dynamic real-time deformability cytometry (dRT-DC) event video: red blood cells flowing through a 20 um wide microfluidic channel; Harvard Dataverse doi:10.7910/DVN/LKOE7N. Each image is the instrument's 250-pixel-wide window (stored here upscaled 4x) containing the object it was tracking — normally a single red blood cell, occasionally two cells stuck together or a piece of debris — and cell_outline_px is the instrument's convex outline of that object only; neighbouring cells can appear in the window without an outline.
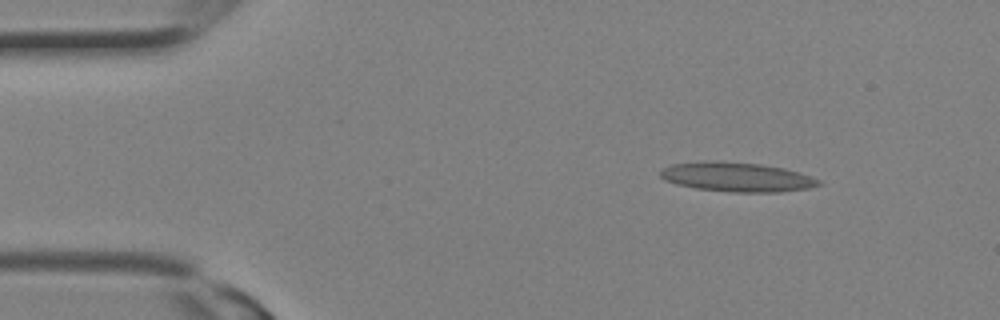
{"species": "Egyptian fruit bat (a non-hibernating species)", "species_latin": "Rousettus aegyptiacus", "temperature_condition": "room temperature", "stored_images_in_passage": 9, "camera_frame_rate_fps": 3000, "um_per_image_px": 0.085, "animal": {"sex": "female"}, "frame": {"image": 1, "passage_image": 1, "time_ms": 0.0, "image_size_px": [1000, 320], "cell_outline_px": [[820, 184], [808, 188], [780, 192], [732, 192], [696, 188], [676, 184], [664, 180], [660, 176], [660, 172], [664, 168], [672, 164], [700, 160], [716, 160], [760, 164], [784, 168], [800, 172], [820, 180]], "centroid_in_image_um": [62.6, 15.03], "position_along_channel_um": 22.4, "area_um2": 27.22}}
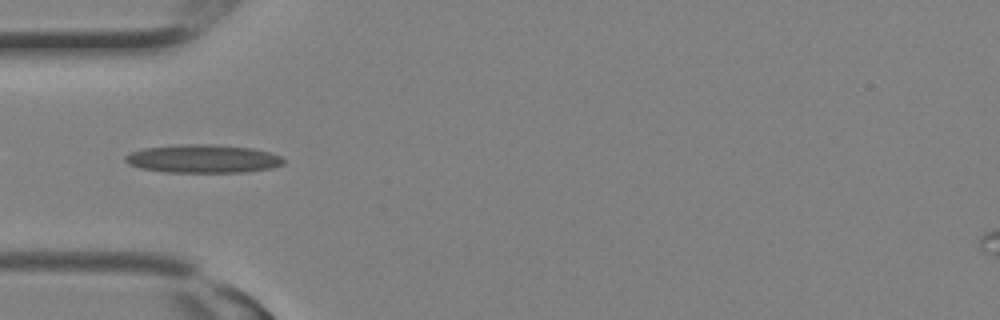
{"frame": {"image": 2, "passage_image": 6, "time_ms": 1.667, "image_size_px": [1000, 320], "cell_outline_px": [[284, 164], [272, 168], [244, 172], [164, 172], [140, 168], [128, 164], [124, 160], [124, 156], [132, 152], [144, 148], [176, 144], [216, 144], [252, 148], [268, 152], [280, 156], [284, 160]], "centroid_in_image_um": [17.23, 13.49], "position_along_channel_um": 67.8, "area_um2": 26.24}}
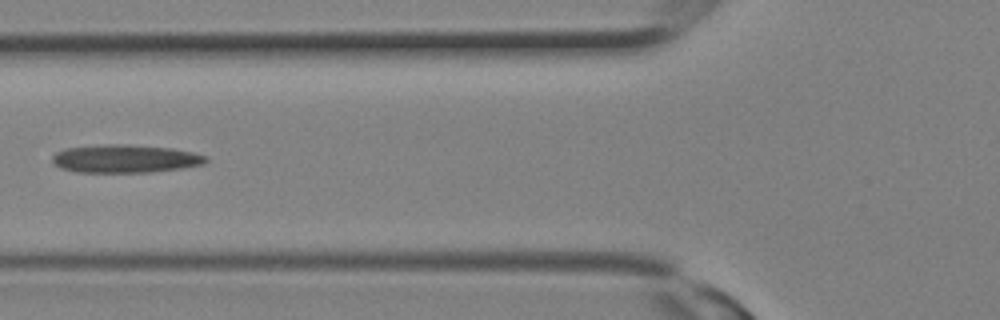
{"frame": {"image": 3, "passage_image": 8, "time_ms": 2.333, "image_size_px": [1000, 320], "cell_outline_px": [[208, 160], [204, 164], [184, 168], [148, 172], [76, 172], [60, 168], [52, 160], [52, 156], [56, 152], [64, 148], [104, 144], [128, 144], [172, 148], [192, 152], [208, 156]], "centroid_in_image_um": [10.65, 13.48], "position_along_channel_um": 115.1, "area_um2": 25.32}}